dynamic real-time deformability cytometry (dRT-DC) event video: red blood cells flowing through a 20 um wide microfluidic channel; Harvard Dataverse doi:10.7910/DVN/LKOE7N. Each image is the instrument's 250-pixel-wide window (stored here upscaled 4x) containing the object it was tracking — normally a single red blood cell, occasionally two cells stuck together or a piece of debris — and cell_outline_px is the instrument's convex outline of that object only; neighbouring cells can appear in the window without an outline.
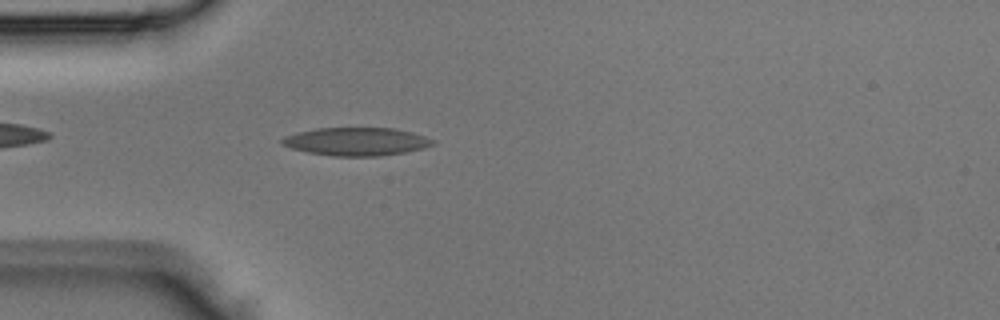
{"species": "Egyptian fruit bat (a non-hibernating species)", "species_latin": "Rousettus aegyptiacus", "temperature_condition": "room temperature", "stored_images_in_passage": 6, "camera_frame_rate_fps": 3000, "um_per_image_px": 0.085, "animal": {"sex": "male"}, "frame": {"image": 1, "passage_image": 6, "time_ms": 1.667, "image_size_px": [1000, 320], "cell_outline_px": [[436, 144], [424, 148], [404, 152], [380, 156], [332, 156], [308, 152], [292, 148], [280, 144], [280, 140], [284, 136], [296, 132], [316, 128], [396, 128], [412, 132], [436, 140]], "centroid_in_image_um": [30.3, 12.03], "position_along_channel_um": 54.7, "area_um2": 24.85}}